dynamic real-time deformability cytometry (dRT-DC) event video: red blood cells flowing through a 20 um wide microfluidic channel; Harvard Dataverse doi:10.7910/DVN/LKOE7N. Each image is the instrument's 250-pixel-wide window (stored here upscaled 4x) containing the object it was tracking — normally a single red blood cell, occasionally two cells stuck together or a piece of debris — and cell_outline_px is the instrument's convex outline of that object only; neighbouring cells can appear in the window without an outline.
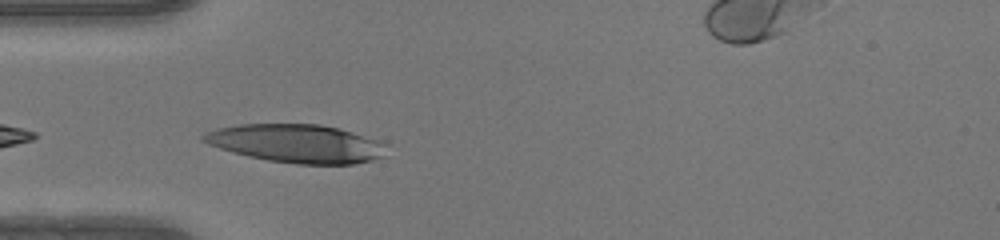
{"species": "human", "species_latin": "Homo sapiens", "temperature_condition": "warm", "stored_images_in_passage": 34, "camera_frame_rate_fps": 3000, "um_per_image_px": 0.085, "donor": {"sex": "female"}, "frame": {"image": 1, "passage_image": 1, "time_ms": 0.0, "image_size_px": [1000, 240], "cell_outline_px": [[388, 144], [384, 156], [372, 160], [356, 164], [296, 164], [268, 160], [248, 156], [232, 152], [208, 144], [200, 140], [200, 136], [204, 132], [216, 128], [236, 124], [320, 124], [340, 128], [384, 140]], "centroid_in_image_um": [25.25, 12.19], "position_along_channel_um": 59.7, "area_um2": 41.62}}
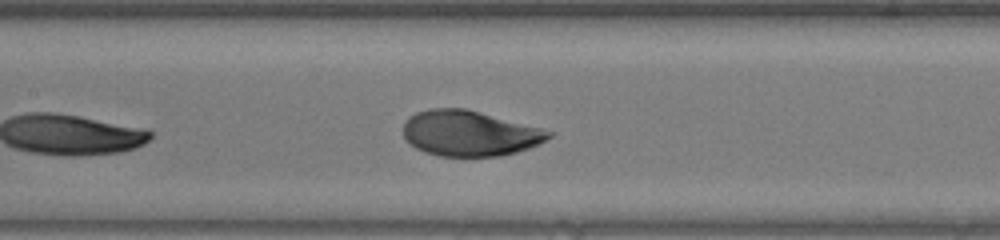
{"frame": {"image": 2, "passage_image": 9, "time_ms": 2.667, "image_size_px": [1000, 240], "cell_outline_px": [[552, 136], [540, 144], [516, 152], [500, 156], [440, 156], [424, 152], [408, 144], [404, 136], [404, 120], [408, 116], [416, 112], [428, 108], [464, 108], [480, 112], [540, 128], [552, 132]], "centroid_in_image_um": [39.86, 11.33], "position_along_channel_um": 167.5, "area_um2": 38.55}}
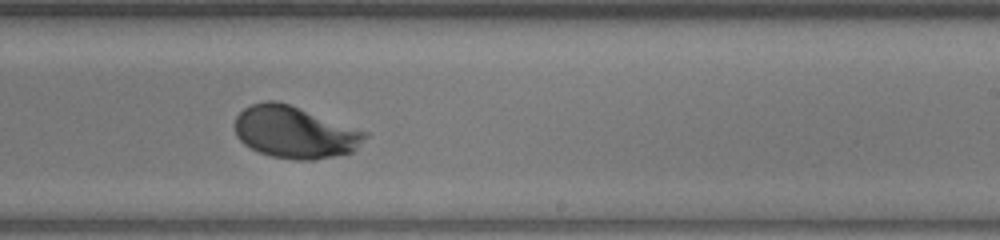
{"frame": {"image": 3, "passage_image": 16, "time_ms": 5.0, "image_size_px": [1000, 240], "cell_outline_px": [[372, 132], [352, 152], [312, 160], [296, 160], [272, 156], [260, 152], [244, 144], [236, 136], [236, 116], [244, 108], [252, 104], [264, 100], [276, 100]], "centroid_in_image_um": [25.09, 11.23], "position_along_channel_um": 263.9, "area_um2": 39.48}, "authors_computed_cell_mechanics": {"area_um2": 37.4255, "velocity_mm_per_s": 4.143, "shape_relaxation_time_tau1_ms": 2.7764, "shape_relaxation_time_tau2_ms": null, "deformation_change_tau1": 0.2037, "deformation_change_tau2": null}}